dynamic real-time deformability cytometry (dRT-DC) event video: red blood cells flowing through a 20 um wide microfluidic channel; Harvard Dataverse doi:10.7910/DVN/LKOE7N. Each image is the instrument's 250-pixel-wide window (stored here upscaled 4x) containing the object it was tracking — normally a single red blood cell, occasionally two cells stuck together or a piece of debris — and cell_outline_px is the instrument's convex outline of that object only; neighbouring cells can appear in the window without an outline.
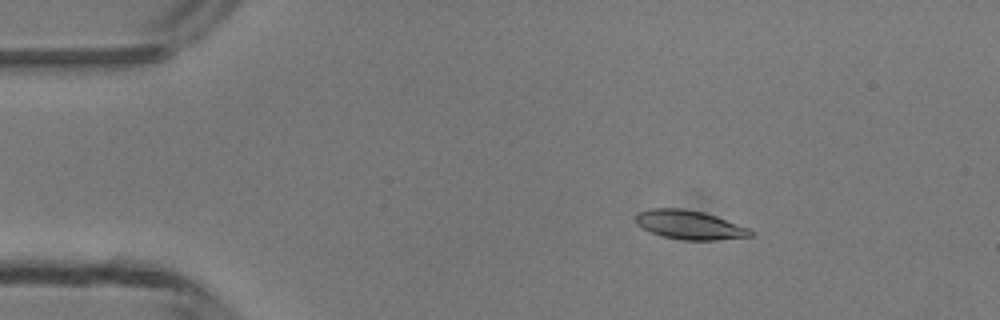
{"species": "common noctule bat (a hibernating species)", "species_latin": "Nyctalus noctula", "temperature_condition": "room temperature", "stored_images_in_passage": 4, "camera_frame_rate_fps": 3000, "um_per_image_px": 0.085, "animal": {"sex": "male", "body_mass_g": 13.3}, "frame": {"image": 1, "passage_image": 2, "time_ms": 1.333, "image_size_px": [1000, 320], "cell_outline_px": [[752, 236], [716, 240], [684, 240], [660, 236], [640, 228], [636, 224], [636, 212], [648, 208], [680, 208], [704, 212], [716, 216], [748, 228], [752, 232]], "centroid_in_image_um": [58.53, 19.11], "position_along_channel_um": 26.5, "area_um2": 19.48}}